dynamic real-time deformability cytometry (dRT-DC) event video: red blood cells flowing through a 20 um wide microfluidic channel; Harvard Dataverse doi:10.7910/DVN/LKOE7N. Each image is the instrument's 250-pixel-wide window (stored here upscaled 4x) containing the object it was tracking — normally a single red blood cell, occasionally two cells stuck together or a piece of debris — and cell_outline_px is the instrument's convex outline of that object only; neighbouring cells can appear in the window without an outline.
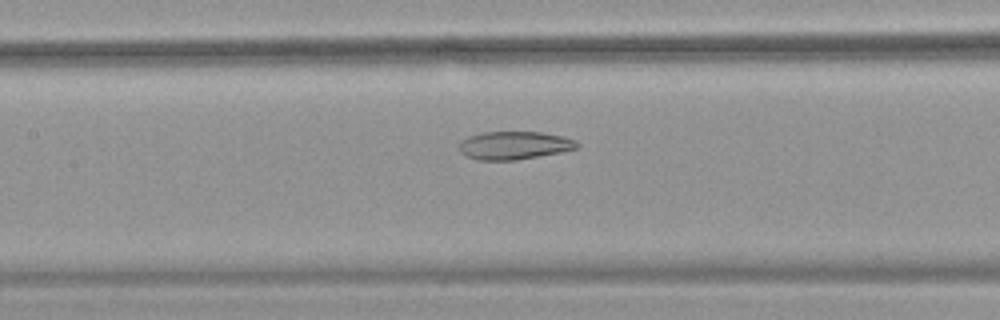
{"species": "common noctule bat (a hibernating species)", "species_latin": "Nyctalus noctula", "temperature_condition": "warm", "stored_images_in_passage": 45, "camera_frame_rate_fps": 3000, "um_per_image_px": 0.085, "animal": {"sex": "female", "body_mass_g": 18.4}, "frame": {"image": 1, "passage_image": 23, "time_ms": 7.333, "image_size_px": [1000, 320], "cell_outline_px": [[580, 148], [560, 152], [516, 160], [476, 160], [464, 156], [460, 152], [460, 140], [468, 136], [484, 132], [544, 132], [564, 136], [576, 140], [580, 144]], "centroid_in_image_um": [43.72, 12.35], "position_along_channel_um": 163.7, "area_um2": 19.54}}
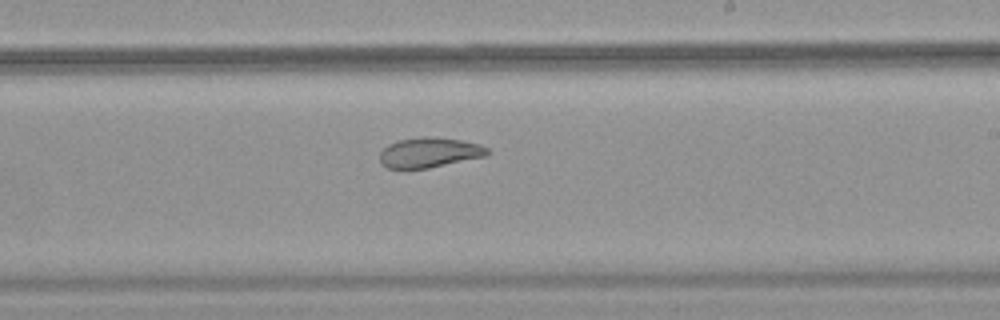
{"frame": {"image": 2, "passage_image": 30, "time_ms": 9.667, "image_size_px": [1000, 320], "cell_outline_px": [[492, 152], [484, 156], [428, 168], [388, 168], [380, 164], [380, 152], [388, 144], [400, 140], [424, 136], [428, 136], [460, 140], [480, 144], [488, 148]], "centroid_in_image_um": [36.49, 12.96], "position_along_channel_um": 252.5, "area_um2": 18.67}}
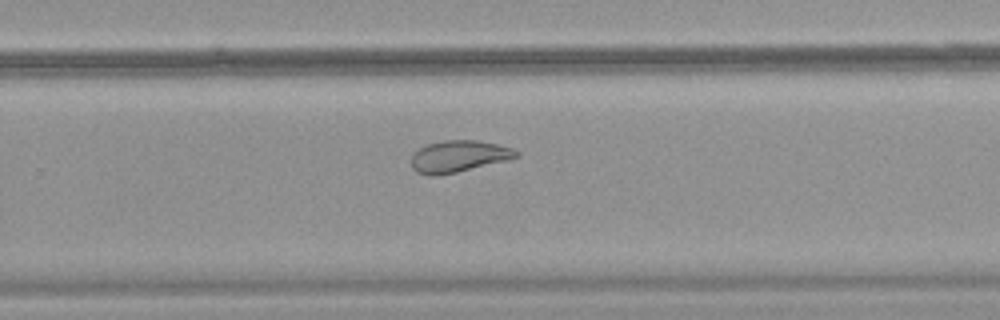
{"frame": {"image": 3, "passage_image": 33, "time_ms": 10.667, "image_size_px": [1000, 320], "cell_outline_px": [[520, 156], [508, 160], [456, 172], [436, 176], [432, 176], [416, 172], [412, 168], [412, 156], [420, 148], [428, 144], [444, 140], [480, 140], [512, 148], [520, 152]], "centroid_in_image_um": [39.01, 13.28], "position_along_channel_um": 290.8, "area_um2": 19.31}}